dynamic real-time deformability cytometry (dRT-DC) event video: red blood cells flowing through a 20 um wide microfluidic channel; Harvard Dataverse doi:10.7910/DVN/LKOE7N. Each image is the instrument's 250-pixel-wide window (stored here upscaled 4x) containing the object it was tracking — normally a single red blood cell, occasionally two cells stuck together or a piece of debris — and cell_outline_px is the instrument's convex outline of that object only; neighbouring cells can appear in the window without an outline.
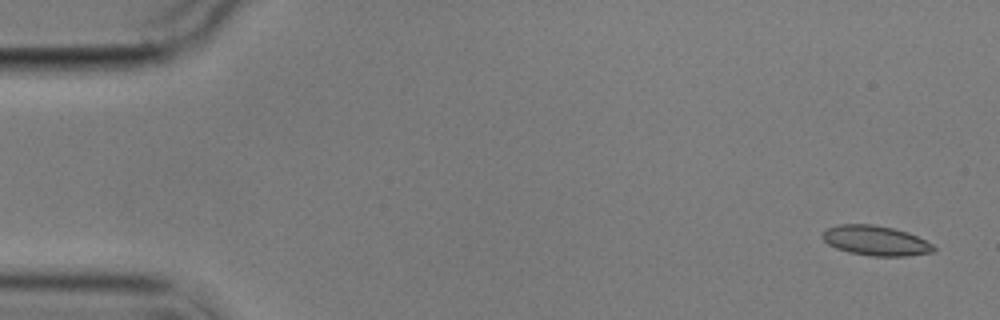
{"species": "common noctule bat (a hibernating species)", "species_latin": "Nyctalus noctula", "temperature_condition": "cold", "stored_images_in_passage": 4, "camera_frame_rate_fps": 3000, "um_per_image_px": 0.085, "animal": {"sex": "male", "body_mass_g": 17.9}, "frame": {"image": 1, "passage_image": 1, "time_ms": 0.0, "image_size_px": [1000, 320], "cell_outline_px": [[936, 248], [932, 252], [908, 256], [872, 256], [848, 252], [836, 248], [828, 244], [820, 236], [820, 232], [836, 224], [872, 224], [892, 228], [908, 232], [932, 244]], "centroid_in_image_um": [74.38, 20.45], "position_along_channel_um": 10.6, "area_um2": 19.42}}
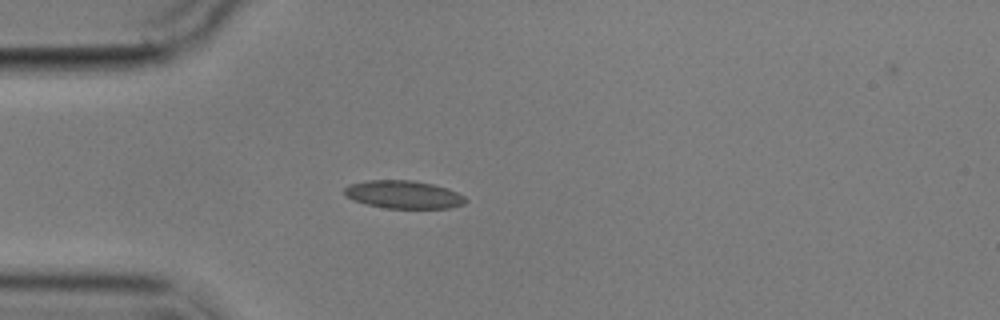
{"frame": {"image": 2, "passage_image": 4, "time_ms": 4.333, "image_size_px": [1000, 320], "cell_outline_px": [[468, 200], [464, 204], [448, 208], [384, 208], [352, 200], [344, 196], [344, 188], [348, 184], [368, 180], [412, 180], [432, 184], [448, 188], [464, 196]], "centroid_in_image_um": [34.27, 16.53], "position_along_channel_um": 50.7, "area_um2": 19.83}}